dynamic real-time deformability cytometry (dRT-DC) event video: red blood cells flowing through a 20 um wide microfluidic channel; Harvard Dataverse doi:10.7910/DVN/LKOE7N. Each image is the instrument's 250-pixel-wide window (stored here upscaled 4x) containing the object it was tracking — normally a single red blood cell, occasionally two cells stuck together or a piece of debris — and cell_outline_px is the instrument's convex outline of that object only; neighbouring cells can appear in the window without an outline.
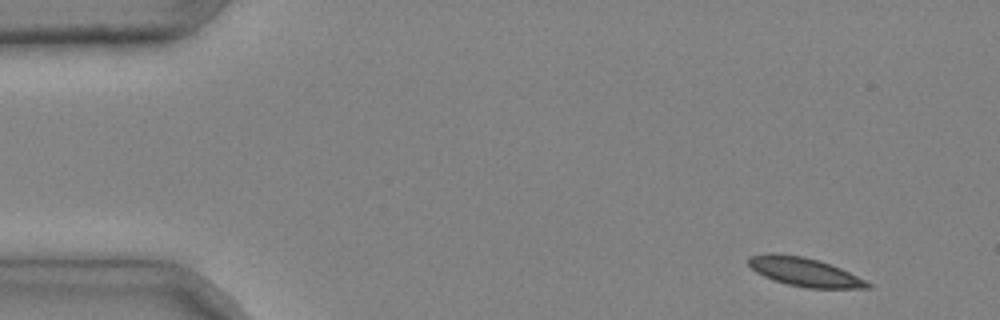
{"species": "common noctule bat (a hibernating species)", "species_latin": "Nyctalus noctula", "temperature_condition": "cold", "stored_images_in_passage": 6, "camera_frame_rate_fps": 3000, "um_per_image_px": 0.085, "animal": {"sex": "male", "body_mass_g": 20.4}, "frame": {"image": 1, "passage_image": 1, "time_ms": 0.0, "image_size_px": [1000, 320], "cell_outline_px": [[872, 288], [808, 288], [788, 284], [764, 276], [756, 272], [748, 264], [748, 256], [768, 252], [772, 252], [804, 256], [840, 268], [872, 284]], "centroid_in_image_um": [68.33, 23.1], "position_along_channel_um": 16.7, "area_um2": 19.71}}
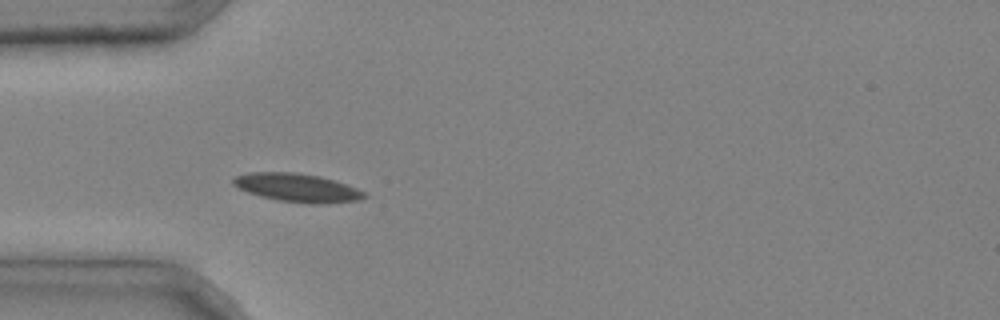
{"frame": {"image": 2, "passage_image": 4, "time_ms": 1.0, "image_size_px": [1000, 320], "cell_outline_px": [[368, 196], [360, 200], [320, 204], [308, 204], [280, 200], [260, 196], [248, 192], [232, 184], [232, 180], [236, 176], [248, 172], [296, 172], [320, 176], [336, 180], [356, 188], [364, 192]], "centroid_in_image_um": [25.29, 15.95], "position_along_channel_um": 59.7, "area_um2": 21.73}}